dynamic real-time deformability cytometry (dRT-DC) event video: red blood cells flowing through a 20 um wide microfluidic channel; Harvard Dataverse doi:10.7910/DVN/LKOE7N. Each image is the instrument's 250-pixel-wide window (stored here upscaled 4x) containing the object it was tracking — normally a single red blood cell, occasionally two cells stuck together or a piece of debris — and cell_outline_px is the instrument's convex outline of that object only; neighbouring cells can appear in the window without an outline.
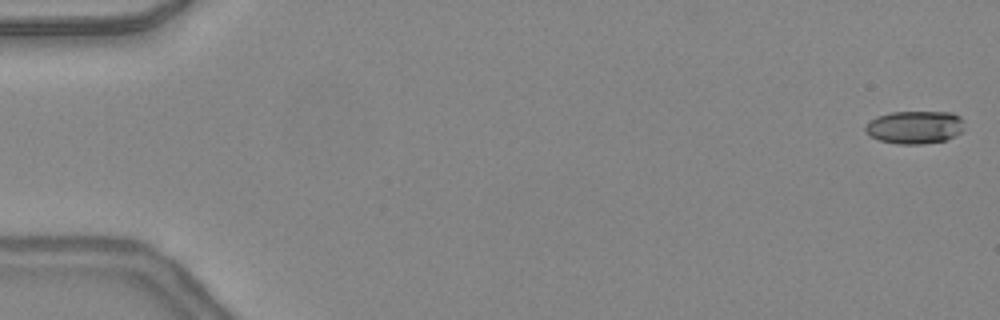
{"species": "common noctule bat (a hibernating species)", "species_latin": "Nyctalus noctula", "temperature_condition": "warm", "stored_images_in_passage": 8, "camera_frame_rate_fps": 3000, "um_per_image_px": 0.085, "animal": {"sex": "female", "body_mass_g": 24.6, "forearm_length_mm": 56.2}, "frame": {"image": 1, "passage_image": 1, "time_ms": 0.0, "image_size_px": [1000, 320], "cell_outline_px": [[964, 120], [960, 132], [944, 140], [924, 144], [900, 144], [880, 140], [868, 136], [864, 128], [876, 116], [892, 112], [952, 112], [960, 116]], "centroid_in_image_um": [77.74, 10.81], "position_along_channel_um": 7.3, "area_um2": 18.84}}